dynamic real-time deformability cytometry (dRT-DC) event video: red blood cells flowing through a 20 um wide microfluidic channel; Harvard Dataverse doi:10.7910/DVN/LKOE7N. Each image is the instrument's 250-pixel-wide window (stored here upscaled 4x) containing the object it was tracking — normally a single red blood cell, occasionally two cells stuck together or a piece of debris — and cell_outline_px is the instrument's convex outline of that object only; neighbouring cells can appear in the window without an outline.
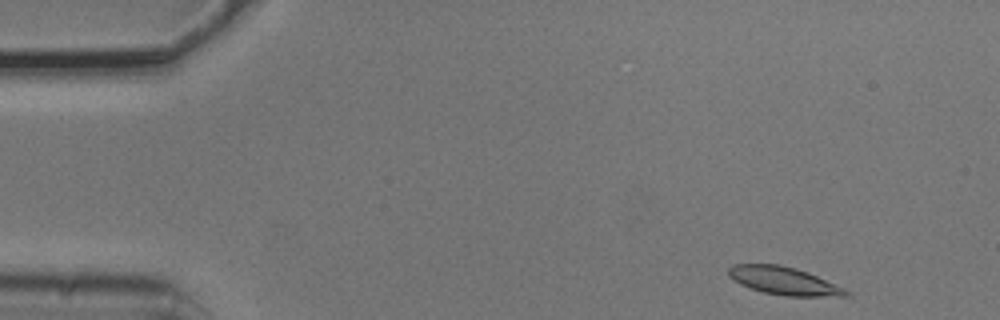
{"species": "common noctule bat (a hibernating species)", "species_latin": "Nyctalus noctula", "temperature_condition": "cold", "stored_images_in_passage": 3, "camera_frame_rate_fps": 3000, "um_per_image_px": 0.085, "animal": {"sex": "male", "body_mass_g": 20.5, "forearm_length_mm": 52.5}, "frame": {"image": 1, "passage_image": 1, "time_ms": 0.0, "image_size_px": [1000, 320], "cell_outline_px": [[852, 292], [848, 296], [784, 296], [764, 292], [740, 284], [732, 280], [728, 276], [728, 268], [732, 264], [780, 264], [796, 268], [808, 272], [844, 288]], "centroid_in_image_um": [66.62, 23.86], "position_along_channel_um": 18.4, "area_um2": 19.13}}